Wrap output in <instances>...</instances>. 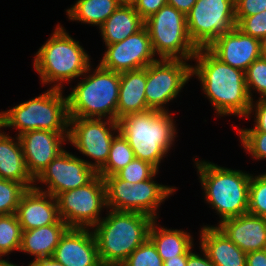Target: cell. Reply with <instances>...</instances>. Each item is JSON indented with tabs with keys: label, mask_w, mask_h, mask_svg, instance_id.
Returning <instances> with one entry per match:
<instances>
[{
	"label": "cell",
	"mask_w": 266,
	"mask_h": 266,
	"mask_svg": "<svg viewBox=\"0 0 266 266\" xmlns=\"http://www.w3.org/2000/svg\"><path fill=\"white\" fill-rule=\"evenodd\" d=\"M187 256H176L163 261V266H186Z\"/></svg>",
	"instance_id": "obj_44"
},
{
	"label": "cell",
	"mask_w": 266,
	"mask_h": 266,
	"mask_svg": "<svg viewBox=\"0 0 266 266\" xmlns=\"http://www.w3.org/2000/svg\"><path fill=\"white\" fill-rule=\"evenodd\" d=\"M155 54L160 59H193L198 48L191 41L186 15L171 5H164L144 21Z\"/></svg>",
	"instance_id": "obj_8"
},
{
	"label": "cell",
	"mask_w": 266,
	"mask_h": 266,
	"mask_svg": "<svg viewBox=\"0 0 266 266\" xmlns=\"http://www.w3.org/2000/svg\"><path fill=\"white\" fill-rule=\"evenodd\" d=\"M97 175L87 160L64 150L41 171L34 182L48 184L43 192L56 197L64 191L87 185Z\"/></svg>",
	"instance_id": "obj_14"
},
{
	"label": "cell",
	"mask_w": 266,
	"mask_h": 266,
	"mask_svg": "<svg viewBox=\"0 0 266 266\" xmlns=\"http://www.w3.org/2000/svg\"><path fill=\"white\" fill-rule=\"evenodd\" d=\"M26 190L21 183L0 178V215L15 214Z\"/></svg>",
	"instance_id": "obj_30"
},
{
	"label": "cell",
	"mask_w": 266,
	"mask_h": 266,
	"mask_svg": "<svg viewBox=\"0 0 266 266\" xmlns=\"http://www.w3.org/2000/svg\"><path fill=\"white\" fill-rule=\"evenodd\" d=\"M196 1L197 0H167V4L186 15L192 9Z\"/></svg>",
	"instance_id": "obj_42"
},
{
	"label": "cell",
	"mask_w": 266,
	"mask_h": 266,
	"mask_svg": "<svg viewBox=\"0 0 266 266\" xmlns=\"http://www.w3.org/2000/svg\"><path fill=\"white\" fill-rule=\"evenodd\" d=\"M15 139L0 130V178L21 183L30 189L35 186L34 178L27 170L19 136Z\"/></svg>",
	"instance_id": "obj_23"
},
{
	"label": "cell",
	"mask_w": 266,
	"mask_h": 266,
	"mask_svg": "<svg viewBox=\"0 0 266 266\" xmlns=\"http://www.w3.org/2000/svg\"><path fill=\"white\" fill-rule=\"evenodd\" d=\"M108 125L109 127H107ZM68 141L95 162L89 166L98 172L106 163L115 137L111 131L119 132L118 122L98 118L69 117Z\"/></svg>",
	"instance_id": "obj_13"
},
{
	"label": "cell",
	"mask_w": 266,
	"mask_h": 266,
	"mask_svg": "<svg viewBox=\"0 0 266 266\" xmlns=\"http://www.w3.org/2000/svg\"><path fill=\"white\" fill-rule=\"evenodd\" d=\"M117 134L113 138L105 165L97 172L102 178L116 175L135 158L128 141L120 132Z\"/></svg>",
	"instance_id": "obj_28"
},
{
	"label": "cell",
	"mask_w": 266,
	"mask_h": 266,
	"mask_svg": "<svg viewBox=\"0 0 266 266\" xmlns=\"http://www.w3.org/2000/svg\"><path fill=\"white\" fill-rule=\"evenodd\" d=\"M246 87L250 99L253 101L251 91L254 89L260 99H266V58L260 56L252 62L245 71ZM253 88V89H252Z\"/></svg>",
	"instance_id": "obj_33"
},
{
	"label": "cell",
	"mask_w": 266,
	"mask_h": 266,
	"mask_svg": "<svg viewBox=\"0 0 266 266\" xmlns=\"http://www.w3.org/2000/svg\"><path fill=\"white\" fill-rule=\"evenodd\" d=\"M93 228L103 266H120L149 235L155 220L136 212L108 211Z\"/></svg>",
	"instance_id": "obj_2"
},
{
	"label": "cell",
	"mask_w": 266,
	"mask_h": 266,
	"mask_svg": "<svg viewBox=\"0 0 266 266\" xmlns=\"http://www.w3.org/2000/svg\"><path fill=\"white\" fill-rule=\"evenodd\" d=\"M89 57L79 41L58 24L50 39L39 48L33 64L43 84L58 82L52 88L62 90V82L88 74Z\"/></svg>",
	"instance_id": "obj_4"
},
{
	"label": "cell",
	"mask_w": 266,
	"mask_h": 266,
	"mask_svg": "<svg viewBox=\"0 0 266 266\" xmlns=\"http://www.w3.org/2000/svg\"><path fill=\"white\" fill-rule=\"evenodd\" d=\"M168 111L148 110L128 114L118 122L119 132L128 141L135 158L159 169V163L175 141L176 128Z\"/></svg>",
	"instance_id": "obj_3"
},
{
	"label": "cell",
	"mask_w": 266,
	"mask_h": 266,
	"mask_svg": "<svg viewBox=\"0 0 266 266\" xmlns=\"http://www.w3.org/2000/svg\"><path fill=\"white\" fill-rule=\"evenodd\" d=\"M266 10V0H235V17L252 16Z\"/></svg>",
	"instance_id": "obj_38"
},
{
	"label": "cell",
	"mask_w": 266,
	"mask_h": 266,
	"mask_svg": "<svg viewBox=\"0 0 266 266\" xmlns=\"http://www.w3.org/2000/svg\"><path fill=\"white\" fill-rule=\"evenodd\" d=\"M251 102V106L248 112V116L246 117L249 119L250 114L252 111L255 112V126L251 129H238V132H265L266 133V99H260L258 102ZM254 108V109H253ZM256 108V109H255Z\"/></svg>",
	"instance_id": "obj_37"
},
{
	"label": "cell",
	"mask_w": 266,
	"mask_h": 266,
	"mask_svg": "<svg viewBox=\"0 0 266 266\" xmlns=\"http://www.w3.org/2000/svg\"><path fill=\"white\" fill-rule=\"evenodd\" d=\"M144 27V20L133 4H121L99 27L105 45L123 41Z\"/></svg>",
	"instance_id": "obj_24"
},
{
	"label": "cell",
	"mask_w": 266,
	"mask_h": 266,
	"mask_svg": "<svg viewBox=\"0 0 266 266\" xmlns=\"http://www.w3.org/2000/svg\"><path fill=\"white\" fill-rule=\"evenodd\" d=\"M241 144L255 159H266L265 132H238Z\"/></svg>",
	"instance_id": "obj_36"
},
{
	"label": "cell",
	"mask_w": 266,
	"mask_h": 266,
	"mask_svg": "<svg viewBox=\"0 0 266 266\" xmlns=\"http://www.w3.org/2000/svg\"><path fill=\"white\" fill-rule=\"evenodd\" d=\"M218 227L246 254L266 249V219L250 213L219 222Z\"/></svg>",
	"instance_id": "obj_20"
},
{
	"label": "cell",
	"mask_w": 266,
	"mask_h": 266,
	"mask_svg": "<svg viewBox=\"0 0 266 266\" xmlns=\"http://www.w3.org/2000/svg\"><path fill=\"white\" fill-rule=\"evenodd\" d=\"M260 54L266 58V35L260 39Z\"/></svg>",
	"instance_id": "obj_45"
},
{
	"label": "cell",
	"mask_w": 266,
	"mask_h": 266,
	"mask_svg": "<svg viewBox=\"0 0 266 266\" xmlns=\"http://www.w3.org/2000/svg\"><path fill=\"white\" fill-rule=\"evenodd\" d=\"M89 230L68 228L52 257L64 266H103L94 234Z\"/></svg>",
	"instance_id": "obj_18"
},
{
	"label": "cell",
	"mask_w": 266,
	"mask_h": 266,
	"mask_svg": "<svg viewBox=\"0 0 266 266\" xmlns=\"http://www.w3.org/2000/svg\"><path fill=\"white\" fill-rule=\"evenodd\" d=\"M192 76L201 81L202 89L219 115L247 117L252 100L245 72L218 59L208 48H198L193 60Z\"/></svg>",
	"instance_id": "obj_1"
},
{
	"label": "cell",
	"mask_w": 266,
	"mask_h": 266,
	"mask_svg": "<svg viewBox=\"0 0 266 266\" xmlns=\"http://www.w3.org/2000/svg\"><path fill=\"white\" fill-rule=\"evenodd\" d=\"M200 249L215 266H246V253L218 227L204 226L200 231Z\"/></svg>",
	"instance_id": "obj_21"
},
{
	"label": "cell",
	"mask_w": 266,
	"mask_h": 266,
	"mask_svg": "<svg viewBox=\"0 0 266 266\" xmlns=\"http://www.w3.org/2000/svg\"><path fill=\"white\" fill-rule=\"evenodd\" d=\"M195 161L205 199L220 215V222L248 213L251 174Z\"/></svg>",
	"instance_id": "obj_5"
},
{
	"label": "cell",
	"mask_w": 266,
	"mask_h": 266,
	"mask_svg": "<svg viewBox=\"0 0 266 266\" xmlns=\"http://www.w3.org/2000/svg\"><path fill=\"white\" fill-rule=\"evenodd\" d=\"M181 59H158L146 67V103L150 110L168 111L164 104L177 97L192 76V65Z\"/></svg>",
	"instance_id": "obj_12"
},
{
	"label": "cell",
	"mask_w": 266,
	"mask_h": 266,
	"mask_svg": "<svg viewBox=\"0 0 266 266\" xmlns=\"http://www.w3.org/2000/svg\"><path fill=\"white\" fill-rule=\"evenodd\" d=\"M146 67L120 73L117 121L133 113L150 110L146 103Z\"/></svg>",
	"instance_id": "obj_22"
},
{
	"label": "cell",
	"mask_w": 266,
	"mask_h": 266,
	"mask_svg": "<svg viewBox=\"0 0 266 266\" xmlns=\"http://www.w3.org/2000/svg\"><path fill=\"white\" fill-rule=\"evenodd\" d=\"M202 255L195 254L192 250L188 253L186 266H215L208 255L201 249Z\"/></svg>",
	"instance_id": "obj_40"
},
{
	"label": "cell",
	"mask_w": 266,
	"mask_h": 266,
	"mask_svg": "<svg viewBox=\"0 0 266 266\" xmlns=\"http://www.w3.org/2000/svg\"><path fill=\"white\" fill-rule=\"evenodd\" d=\"M60 219L69 228H93L100 220L99 213L107 207L103 178L97 175L90 183L56 197Z\"/></svg>",
	"instance_id": "obj_11"
},
{
	"label": "cell",
	"mask_w": 266,
	"mask_h": 266,
	"mask_svg": "<svg viewBox=\"0 0 266 266\" xmlns=\"http://www.w3.org/2000/svg\"><path fill=\"white\" fill-rule=\"evenodd\" d=\"M248 213L266 219V172L250 178Z\"/></svg>",
	"instance_id": "obj_31"
},
{
	"label": "cell",
	"mask_w": 266,
	"mask_h": 266,
	"mask_svg": "<svg viewBox=\"0 0 266 266\" xmlns=\"http://www.w3.org/2000/svg\"><path fill=\"white\" fill-rule=\"evenodd\" d=\"M158 169L147 161L134 158L116 175L122 179L131 182L132 184L145 181L152 177L155 178Z\"/></svg>",
	"instance_id": "obj_34"
},
{
	"label": "cell",
	"mask_w": 266,
	"mask_h": 266,
	"mask_svg": "<svg viewBox=\"0 0 266 266\" xmlns=\"http://www.w3.org/2000/svg\"><path fill=\"white\" fill-rule=\"evenodd\" d=\"M120 266H163L153 242L147 238Z\"/></svg>",
	"instance_id": "obj_32"
},
{
	"label": "cell",
	"mask_w": 266,
	"mask_h": 266,
	"mask_svg": "<svg viewBox=\"0 0 266 266\" xmlns=\"http://www.w3.org/2000/svg\"><path fill=\"white\" fill-rule=\"evenodd\" d=\"M106 195V208L121 212H136L157 218L161 203L175 191L172 187L155 183L153 177L132 184L117 175L103 178Z\"/></svg>",
	"instance_id": "obj_9"
},
{
	"label": "cell",
	"mask_w": 266,
	"mask_h": 266,
	"mask_svg": "<svg viewBox=\"0 0 266 266\" xmlns=\"http://www.w3.org/2000/svg\"><path fill=\"white\" fill-rule=\"evenodd\" d=\"M22 232L16 214L0 215V258L20 250Z\"/></svg>",
	"instance_id": "obj_29"
},
{
	"label": "cell",
	"mask_w": 266,
	"mask_h": 266,
	"mask_svg": "<svg viewBox=\"0 0 266 266\" xmlns=\"http://www.w3.org/2000/svg\"><path fill=\"white\" fill-rule=\"evenodd\" d=\"M69 132L30 130L19 135L22 152L29 174L35 179L62 151V142Z\"/></svg>",
	"instance_id": "obj_16"
},
{
	"label": "cell",
	"mask_w": 266,
	"mask_h": 266,
	"mask_svg": "<svg viewBox=\"0 0 266 266\" xmlns=\"http://www.w3.org/2000/svg\"><path fill=\"white\" fill-rule=\"evenodd\" d=\"M67 224H51L22 232L19 251L35 256L34 260L52 257Z\"/></svg>",
	"instance_id": "obj_25"
},
{
	"label": "cell",
	"mask_w": 266,
	"mask_h": 266,
	"mask_svg": "<svg viewBox=\"0 0 266 266\" xmlns=\"http://www.w3.org/2000/svg\"><path fill=\"white\" fill-rule=\"evenodd\" d=\"M120 73L100 65L80 81L67 96L69 117L117 121Z\"/></svg>",
	"instance_id": "obj_7"
},
{
	"label": "cell",
	"mask_w": 266,
	"mask_h": 266,
	"mask_svg": "<svg viewBox=\"0 0 266 266\" xmlns=\"http://www.w3.org/2000/svg\"><path fill=\"white\" fill-rule=\"evenodd\" d=\"M15 214L23 231L51 224H66L60 219L56 198L37 186L22 194Z\"/></svg>",
	"instance_id": "obj_17"
},
{
	"label": "cell",
	"mask_w": 266,
	"mask_h": 266,
	"mask_svg": "<svg viewBox=\"0 0 266 266\" xmlns=\"http://www.w3.org/2000/svg\"><path fill=\"white\" fill-rule=\"evenodd\" d=\"M156 222V219L152 222L148 238L155 245L162 260L176 258V256H188L193 248L191 235L183 230L158 227Z\"/></svg>",
	"instance_id": "obj_26"
},
{
	"label": "cell",
	"mask_w": 266,
	"mask_h": 266,
	"mask_svg": "<svg viewBox=\"0 0 266 266\" xmlns=\"http://www.w3.org/2000/svg\"><path fill=\"white\" fill-rule=\"evenodd\" d=\"M28 266H64L53 257L40 258L33 260Z\"/></svg>",
	"instance_id": "obj_43"
},
{
	"label": "cell",
	"mask_w": 266,
	"mask_h": 266,
	"mask_svg": "<svg viewBox=\"0 0 266 266\" xmlns=\"http://www.w3.org/2000/svg\"><path fill=\"white\" fill-rule=\"evenodd\" d=\"M121 4H133L136 0H119Z\"/></svg>",
	"instance_id": "obj_47"
},
{
	"label": "cell",
	"mask_w": 266,
	"mask_h": 266,
	"mask_svg": "<svg viewBox=\"0 0 266 266\" xmlns=\"http://www.w3.org/2000/svg\"><path fill=\"white\" fill-rule=\"evenodd\" d=\"M186 23L194 45L207 48L236 27L235 0H197L186 14Z\"/></svg>",
	"instance_id": "obj_10"
},
{
	"label": "cell",
	"mask_w": 266,
	"mask_h": 266,
	"mask_svg": "<svg viewBox=\"0 0 266 266\" xmlns=\"http://www.w3.org/2000/svg\"><path fill=\"white\" fill-rule=\"evenodd\" d=\"M120 5L119 0H77L66 12L70 20L100 27Z\"/></svg>",
	"instance_id": "obj_27"
},
{
	"label": "cell",
	"mask_w": 266,
	"mask_h": 266,
	"mask_svg": "<svg viewBox=\"0 0 266 266\" xmlns=\"http://www.w3.org/2000/svg\"><path fill=\"white\" fill-rule=\"evenodd\" d=\"M0 266H17L16 264H13L5 259H0Z\"/></svg>",
	"instance_id": "obj_46"
},
{
	"label": "cell",
	"mask_w": 266,
	"mask_h": 266,
	"mask_svg": "<svg viewBox=\"0 0 266 266\" xmlns=\"http://www.w3.org/2000/svg\"><path fill=\"white\" fill-rule=\"evenodd\" d=\"M50 88L44 94L0 112V127L18 129L17 136L30 130L69 132L67 96Z\"/></svg>",
	"instance_id": "obj_6"
},
{
	"label": "cell",
	"mask_w": 266,
	"mask_h": 266,
	"mask_svg": "<svg viewBox=\"0 0 266 266\" xmlns=\"http://www.w3.org/2000/svg\"><path fill=\"white\" fill-rule=\"evenodd\" d=\"M207 48L222 62L244 72L261 56L260 40L244 34L237 27L220 35Z\"/></svg>",
	"instance_id": "obj_19"
},
{
	"label": "cell",
	"mask_w": 266,
	"mask_h": 266,
	"mask_svg": "<svg viewBox=\"0 0 266 266\" xmlns=\"http://www.w3.org/2000/svg\"><path fill=\"white\" fill-rule=\"evenodd\" d=\"M106 47L107 51L99 65L117 73L142 69L158 60L154 58L155 53L145 26L123 41Z\"/></svg>",
	"instance_id": "obj_15"
},
{
	"label": "cell",
	"mask_w": 266,
	"mask_h": 266,
	"mask_svg": "<svg viewBox=\"0 0 266 266\" xmlns=\"http://www.w3.org/2000/svg\"><path fill=\"white\" fill-rule=\"evenodd\" d=\"M246 266H266V249L247 253Z\"/></svg>",
	"instance_id": "obj_41"
},
{
	"label": "cell",
	"mask_w": 266,
	"mask_h": 266,
	"mask_svg": "<svg viewBox=\"0 0 266 266\" xmlns=\"http://www.w3.org/2000/svg\"><path fill=\"white\" fill-rule=\"evenodd\" d=\"M166 4L167 0H136L133 6L145 21Z\"/></svg>",
	"instance_id": "obj_39"
},
{
	"label": "cell",
	"mask_w": 266,
	"mask_h": 266,
	"mask_svg": "<svg viewBox=\"0 0 266 266\" xmlns=\"http://www.w3.org/2000/svg\"><path fill=\"white\" fill-rule=\"evenodd\" d=\"M235 18L236 27L244 34L259 40L266 35V10L252 16Z\"/></svg>",
	"instance_id": "obj_35"
}]
</instances>
